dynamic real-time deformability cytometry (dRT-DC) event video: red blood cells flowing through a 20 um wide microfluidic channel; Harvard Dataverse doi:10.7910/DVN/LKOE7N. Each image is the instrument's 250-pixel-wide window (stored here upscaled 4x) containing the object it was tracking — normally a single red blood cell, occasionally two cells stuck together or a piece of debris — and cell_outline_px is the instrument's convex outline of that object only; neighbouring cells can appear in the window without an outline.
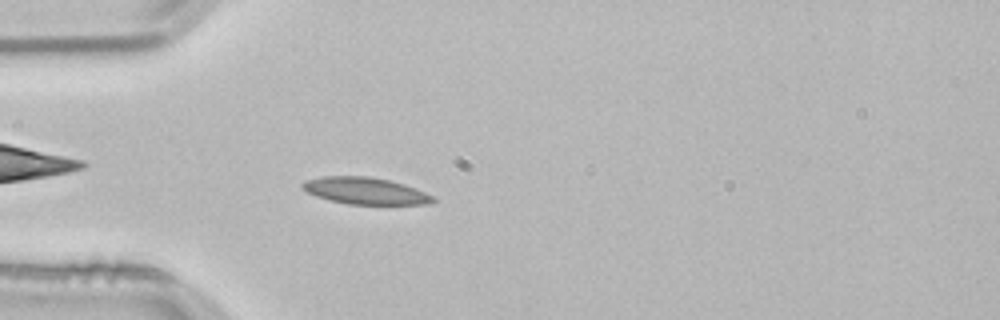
{"species": "common noctule bat (a hibernating species)", "species_latin": "Nyctalus noctula", "temperature_condition": "room temperature", "stored_images_in_passage": 39, "camera_frame_rate_fps": 3000, "um_per_image_px": 0.085, "animal": {"sex": "male", "body_mass_g": 21.5, "forearm_length_mm": 52.0}, "frame": {"image": 1, "passage_image": 1, "time_ms": 0.0, "image_size_px": [1000, 320], "cell_outline_px": [[436, 200], [424, 204], [348, 204], [316, 196], [300, 188], [300, 184], [304, 180], [324, 176], [368, 176], [388, 180], [404, 184], [416, 188], [432, 196]], "centroid_in_image_um": [31.0, 16.21], "position_along_channel_um": 54.0, "area_um2": 20.23}}
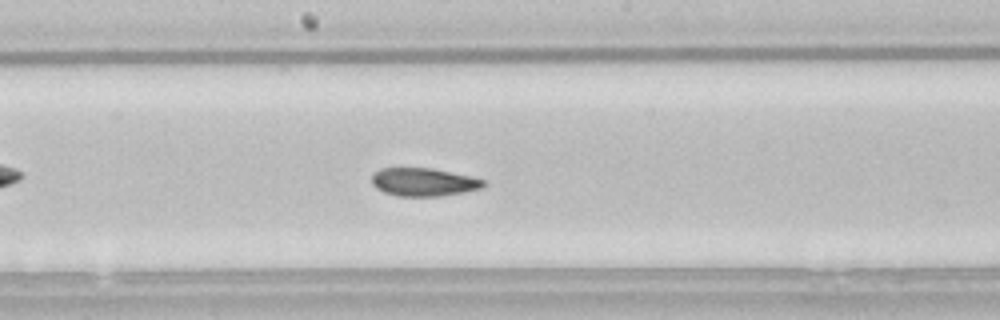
{"frame": {"image": 2, "passage_image": 14, "time_ms": 4.333, "image_size_px": [1000, 320], "cell_outline_px": [[488, 184], [484, 188], [464, 192], [440, 196], [396, 196], [384, 192], [376, 188], [372, 184], [372, 172], [380, 168], [432, 168], [472, 176], [484, 180]], "centroid_in_image_um": [36.03, 15.47], "position_along_channel_um": 212.2, "area_um2": 18.61}}
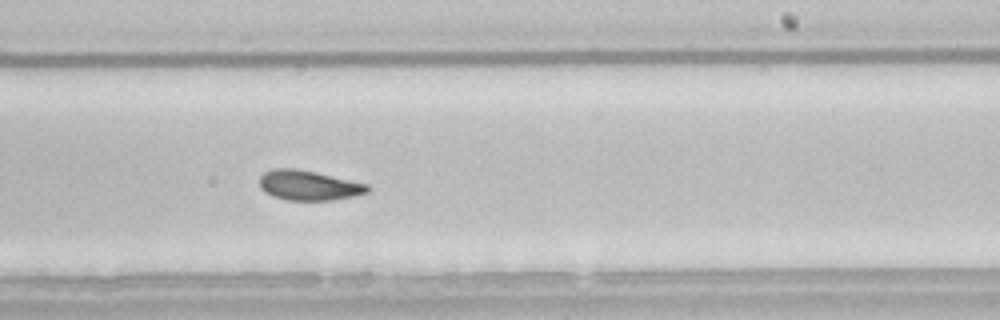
{"frame": {"image": 3, "passage_image": 18, "time_ms": 5.667, "image_size_px": [1000, 320], "cell_outline_px": [[368, 192], [352, 196], [332, 200], [288, 200], [272, 196], [264, 192], [260, 188], [260, 176], [264, 172], [276, 168], [296, 168], [316, 172], [368, 184]], "centroid_in_image_um": [26.2, 15.75], "position_along_channel_um": 262.8, "area_um2": 18.73}, "authors_computed_cell_mechanics": {"area_um2": 18.9584, "velocity_mm_per_s": 3.8139, "shape_relaxation_time_tau1_ms": null, "shape_relaxation_time_tau2_ms": 2.0339, "deformation_change_tau1": null, "deformation_change_tau2": 0.0696}}